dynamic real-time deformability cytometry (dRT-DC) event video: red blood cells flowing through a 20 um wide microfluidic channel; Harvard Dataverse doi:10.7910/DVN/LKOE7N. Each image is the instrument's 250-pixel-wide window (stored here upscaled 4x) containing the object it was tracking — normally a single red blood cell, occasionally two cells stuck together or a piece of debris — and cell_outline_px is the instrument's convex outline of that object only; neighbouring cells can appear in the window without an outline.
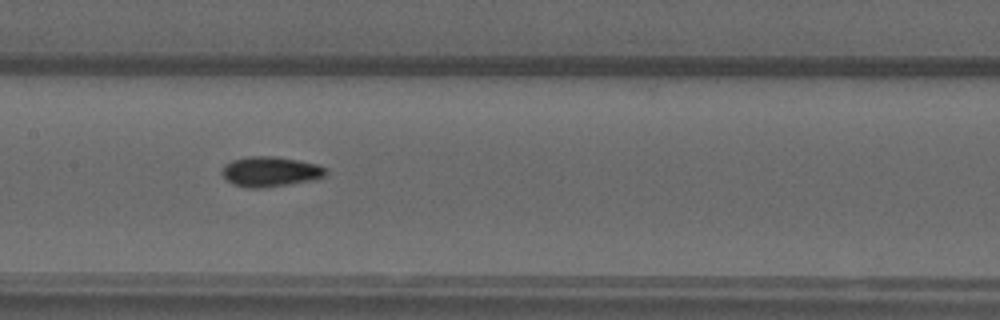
{"species": "common noctule bat (a hibernating species)", "species_latin": "Nyctalus noctula", "temperature_condition": "warm", "stored_images_in_passage": 28, "camera_frame_rate_fps": 3000, "um_per_image_px": 0.085, "animal": {"sex": "male", "forearm_length_mm": 52.5}, "frame": {"image": 1, "passage_image": 27, "time_ms": 8.667, "image_size_px": [1000, 320], "cell_outline_px": [[328, 172], [324, 176], [312, 180], [264, 188], [248, 188], [232, 184], [220, 172], [224, 164], [232, 160], [248, 156], [276, 156], [316, 164], [328, 168]], "centroid_in_image_um": [22.96, 14.58], "position_along_channel_um": 184.4, "area_um2": 18.26}}